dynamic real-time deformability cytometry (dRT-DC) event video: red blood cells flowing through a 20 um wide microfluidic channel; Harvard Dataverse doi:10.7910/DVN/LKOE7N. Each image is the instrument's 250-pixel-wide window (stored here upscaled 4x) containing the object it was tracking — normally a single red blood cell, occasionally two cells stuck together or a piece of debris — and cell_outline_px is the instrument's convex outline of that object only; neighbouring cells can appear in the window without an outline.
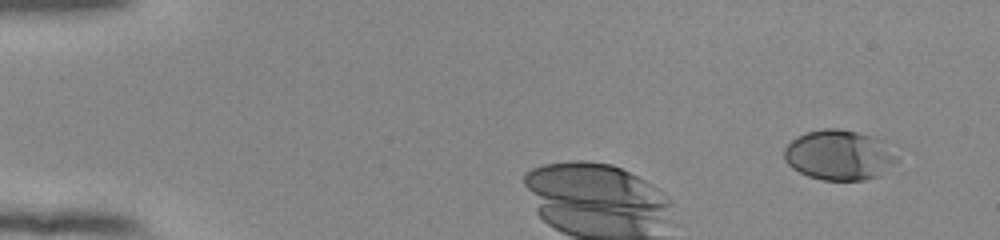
{"species": "human", "species_latin": "Homo sapiens", "temperature_condition": "room temperature", "stored_images_in_passage": 10, "camera_frame_rate_fps": 3000, "um_per_image_px": 0.085, "donor": {"sex": "female"}, "frame": {"image": 1, "passage_image": 4, "time_ms": 1.0, "image_size_px": [1000, 240], "cell_outline_px": [[900, 160], [896, 164], [876, 176], [864, 180], [824, 180], [808, 176], [792, 168], [784, 160], [784, 148], [796, 136], [808, 132], [824, 128], [840, 128], [872, 136], [884, 140]], "centroid_in_image_um": [71.33, 13.17], "position_along_channel_um": 13.7, "area_um2": 33.06}}